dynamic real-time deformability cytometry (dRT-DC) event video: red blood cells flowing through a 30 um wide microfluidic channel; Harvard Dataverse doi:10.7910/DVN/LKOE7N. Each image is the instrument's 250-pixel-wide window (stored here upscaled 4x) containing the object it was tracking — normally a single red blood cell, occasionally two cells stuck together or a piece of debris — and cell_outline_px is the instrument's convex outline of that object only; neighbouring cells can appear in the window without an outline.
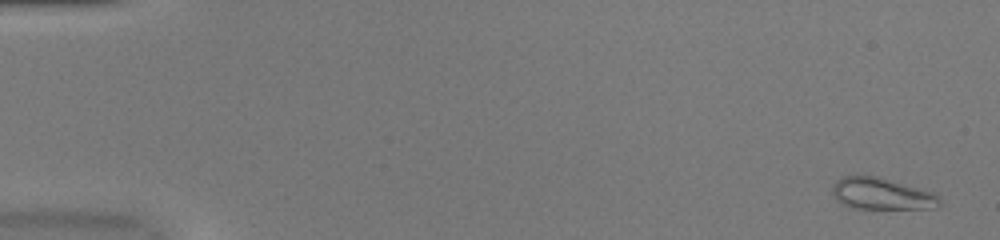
{"species": "common noctule bat (a hibernating species)", "species_latin": "Nyctalus noctula", "temperature_condition": "warm", "stored_images_in_passage": 51, "camera_frame_rate_fps": 3000, "um_per_image_px": 0.085, "animal": {"sex": "female", "body_mass_g": 20.0, "forearm_length_mm": 54.0}, "frame": {"image": 1, "passage_image": 2, "time_ms": 0.333, "image_size_px": [1000, 240], "cell_outline_px": [[940, 204], [936, 208], [852, 208], [840, 204], [836, 200], [832, 192], [832, 184], [836, 180], [844, 176], [876, 176], [932, 192], [940, 200]], "centroid_in_image_um": [74.87, 16.48], "position_along_channel_um": 10.1, "area_um2": 19.54}}
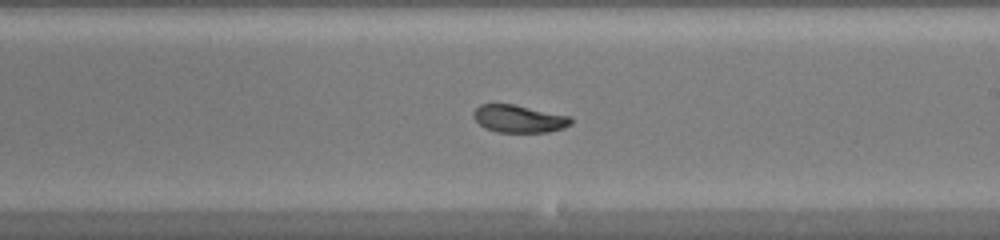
{"frame": {"image": 2, "passage_image": 31, "time_ms": 10.0, "image_size_px": [1000, 240], "cell_outline_px": [[572, 124], [564, 128], [548, 132], [496, 132], [484, 128], [472, 116], [472, 112], [480, 104], [512, 104], [572, 116]], "centroid_in_image_um": [44.12, 10.1], "position_along_channel_um": 244.9, "area_um2": 15.78}}
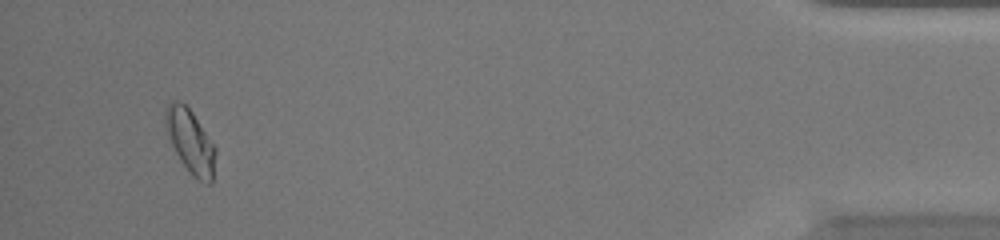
{"frame": {"image": 3, "passage_image": 49, "time_ms": 16.0, "image_size_px": [1000, 240], "cell_outline_px": [[216, 152], [212, 184], [208, 184], [196, 180], [192, 176], [180, 160], [164, 128], [164, 108], [172, 100], [180, 100], [192, 112], [216, 148]], "centroid_in_image_um": [16.16, 12.02], "position_along_channel_um": 419.0, "area_um2": 18.79}, "authors_computed_cell_mechanics": {"area_um2": 17.34, "velocity_mm_per_s": 4.0634, "shape_relaxation_time_tau1_ms": 5.2162, "shape_relaxation_time_tau2_ms": 1.5953, "deformation_change_tau1": 0.1819, "deformation_change_tau2": 0.0522}}